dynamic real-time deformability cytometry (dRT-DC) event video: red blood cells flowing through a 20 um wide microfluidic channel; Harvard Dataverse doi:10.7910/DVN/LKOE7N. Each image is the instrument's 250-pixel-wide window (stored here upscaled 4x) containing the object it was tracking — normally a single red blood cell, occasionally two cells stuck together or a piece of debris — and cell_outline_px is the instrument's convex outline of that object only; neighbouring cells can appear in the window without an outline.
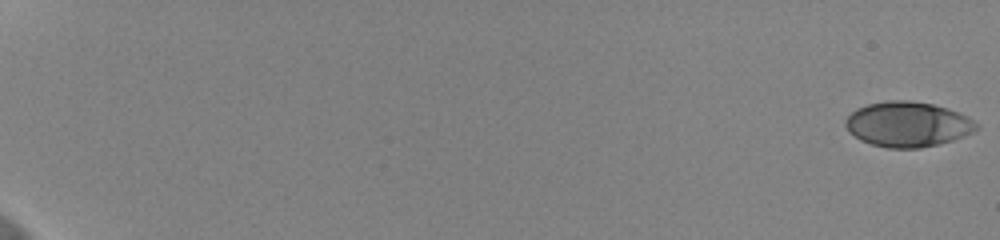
{"species": "human", "species_latin": "Homo sapiens", "temperature_condition": "cold", "stored_images_in_passage": 58, "camera_frame_rate_fps": 3000, "um_per_image_px": 0.085, "donor": {"sex": "female"}, "frame": {"image": 1, "passage_image": 1, "time_ms": 0.0, "image_size_px": [1000, 240], "cell_outline_px": [[980, 128], [976, 132], [952, 140], [920, 148], [888, 148], [872, 144], [860, 140], [844, 124], [844, 120], [856, 108], [868, 104], [888, 100], [908, 100], [932, 104], [948, 108], [960, 112], [968, 116]], "centroid_in_image_um": [77.18, 10.55], "position_along_channel_um": 7.8, "area_um2": 34.39}}
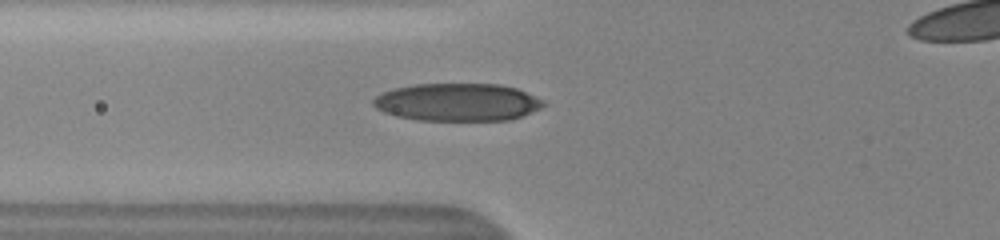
{"frame": {"image": 2, "passage_image": 26, "time_ms": 8.333, "image_size_px": [1000, 240], "cell_outline_px": [[544, 104], [540, 108], [512, 120], [416, 120], [396, 116], [384, 112], [376, 108], [372, 104], [372, 100], [376, 96], [392, 88], [416, 84], [500, 84], [516, 88], [544, 100]], "centroid_in_image_um": [38.86, 8.68], "position_along_channel_um": 86.9, "area_um2": 37.4}}
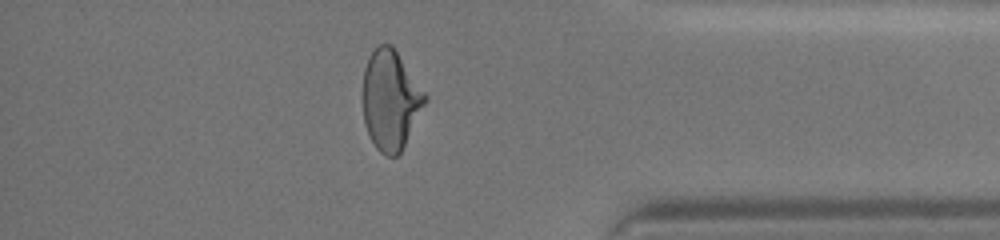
{"frame": {"image": 3, "passage_image": 53, "time_ms": 17.333, "image_size_px": [1000, 240], "cell_outline_px": [[428, 100], [400, 152], [396, 156], [388, 156], [380, 152], [376, 148], [364, 124], [364, 68], [368, 56], [380, 44], [392, 44], [428, 96]], "centroid_in_image_um": [33.21, 8.48], "position_along_channel_um": 402.0, "area_um2": 35.84}}